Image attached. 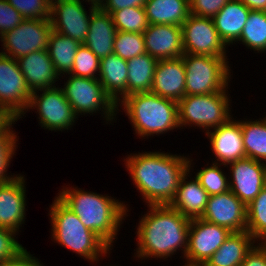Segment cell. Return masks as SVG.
Returning a JSON list of instances; mask_svg holds the SVG:
<instances>
[{"mask_svg":"<svg viewBox=\"0 0 266 266\" xmlns=\"http://www.w3.org/2000/svg\"><path fill=\"white\" fill-rule=\"evenodd\" d=\"M133 185L146 205H166L174 199L181 177L188 171L189 155L144 151L124 159Z\"/></svg>","mask_w":266,"mask_h":266,"instance_id":"obj_1","label":"cell"},{"mask_svg":"<svg viewBox=\"0 0 266 266\" xmlns=\"http://www.w3.org/2000/svg\"><path fill=\"white\" fill-rule=\"evenodd\" d=\"M147 207V213L137 223V248L133 256L137 260L160 258L165 261L181 251L184 259L188 248L190 219L169 204Z\"/></svg>","mask_w":266,"mask_h":266,"instance_id":"obj_2","label":"cell"},{"mask_svg":"<svg viewBox=\"0 0 266 266\" xmlns=\"http://www.w3.org/2000/svg\"><path fill=\"white\" fill-rule=\"evenodd\" d=\"M62 187L56 196L79 217L86 228L113 249L119 228L129 216L128 203L125 205V201L116 200L108 194L102 195L74 186Z\"/></svg>","mask_w":266,"mask_h":266,"instance_id":"obj_3","label":"cell"},{"mask_svg":"<svg viewBox=\"0 0 266 266\" xmlns=\"http://www.w3.org/2000/svg\"><path fill=\"white\" fill-rule=\"evenodd\" d=\"M117 106L118 113L121 112L120 109L124 110L122 112L128 116L133 131L139 138L148 139L180 129L178 102L151 91L128 95Z\"/></svg>","mask_w":266,"mask_h":266,"instance_id":"obj_4","label":"cell"},{"mask_svg":"<svg viewBox=\"0 0 266 266\" xmlns=\"http://www.w3.org/2000/svg\"><path fill=\"white\" fill-rule=\"evenodd\" d=\"M49 208L51 240L54 243L90 261L91 265L98 264L100 259L107 257L106 254L110 255L112 249L93 231L86 228L79 217L57 196Z\"/></svg>","mask_w":266,"mask_h":266,"instance_id":"obj_5","label":"cell"},{"mask_svg":"<svg viewBox=\"0 0 266 266\" xmlns=\"http://www.w3.org/2000/svg\"><path fill=\"white\" fill-rule=\"evenodd\" d=\"M228 92L222 90L206 95H185L178 102L179 127H199L206 133L226 123L233 116L232 99Z\"/></svg>","mask_w":266,"mask_h":266,"instance_id":"obj_6","label":"cell"},{"mask_svg":"<svg viewBox=\"0 0 266 266\" xmlns=\"http://www.w3.org/2000/svg\"><path fill=\"white\" fill-rule=\"evenodd\" d=\"M186 95H206L230 88L231 66L228 58L183 54Z\"/></svg>","mask_w":266,"mask_h":266,"instance_id":"obj_7","label":"cell"},{"mask_svg":"<svg viewBox=\"0 0 266 266\" xmlns=\"http://www.w3.org/2000/svg\"><path fill=\"white\" fill-rule=\"evenodd\" d=\"M64 77L66 81L60 88L78 117L100 113L106 124L117 120L118 106L98 79L76 77L71 74H65Z\"/></svg>","mask_w":266,"mask_h":266,"instance_id":"obj_8","label":"cell"},{"mask_svg":"<svg viewBox=\"0 0 266 266\" xmlns=\"http://www.w3.org/2000/svg\"><path fill=\"white\" fill-rule=\"evenodd\" d=\"M33 109L38 114V124L48 131L70 130L79 120L59 86L32 92L26 112L20 118Z\"/></svg>","mask_w":266,"mask_h":266,"instance_id":"obj_9","label":"cell"},{"mask_svg":"<svg viewBox=\"0 0 266 266\" xmlns=\"http://www.w3.org/2000/svg\"><path fill=\"white\" fill-rule=\"evenodd\" d=\"M50 19H24L16 28L0 36V53L19 59L29 53L46 50L52 32Z\"/></svg>","mask_w":266,"mask_h":266,"instance_id":"obj_10","label":"cell"},{"mask_svg":"<svg viewBox=\"0 0 266 266\" xmlns=\"http://www.w3.org/2000/svg\"><path fill=\"white\" fill-rule=\"evenodd\" d=\"M84 1L91 5L89 12L84 8ZM98 8L97 4L87 0H51L52 29L83 44L89 31L91 15Z\"/></svg>","mask_w":266,"mask_h":266,"instance_id":"obj_11","label":"cell"},{"mask_svg":"<svg viewBox=\"0 0 266 266\" xmlns=\"http://www.w3.org/2000/svg\"><path fill=\"white\" fill-rule=\"evenodd\" d=\"M230 234L227 228L202 218L190 219L184 265L203 266Z\"/></svg>","mask_w":266,"mask_h":266,"instance_id":"obj_12","label":"cell"},{"mask_svg":"<svg viewBox=\"0 0 266 266\" xmlns=\"http://www.w3.org/2000/svg\"><path fill=\"white\" fill-rule=\"evenodd\" d=\"M181 28L184 54L228 57V47L219 37L212 18L190 14Z\"/></svg>","mask_w":266,"mask_h":266,"instance_id":"obj_13","label":"cell"},{"mask_svg":"<svg viewBox=\"0 0 266 266\" xmlns=\"http://www.w3.org/2000/svg\"><path fill=\"white\" fill-rule=\"evenodd\" d=\"M32 92L16 59L0 53V106L19 120L26 112Z\"/></svg>","mask_w":266,"mask_h":266,"instance_id":"obj_14","label":"cell"},{"mask_svg":"<svg viewBox=\"0 0 266 266\" xmlns=\"http://www.w3.org/2000/svg\"><path fill=\"white\" fill-rule=\"evenodd\" d=\"M228 165L230 191L248 206L266 186V164L245 157Z\"/></svg>","mask_w":266,"mask_h":266,"instance_id":"obj_15","label":"cell"},{"mask_svg":"<svg viewBox=\"0 0 266 266\" xmlns=\"http://www.w3.org/2000/svg\"><path fill=\"white\" fill-rule=\"evenodd\" d=\"M201 218L231 232L247 231V206L230 190L209 196Z\"/></svg>","mask_w":266,"mask_h":266,"instance_id":"obj_16","label":"cell"},{"mask_svg":"<svg viewBox=\"0 0 266 266\" xmlns=\"http://www.w3.org/2000/svg\"><path fill=\"white\" fill-rule=\"evenodd\" d=\"M205 135L210 140V149L215 156L212 162L228 165L246 157L241 120L232 116L226 123L207 131Z\"/></svg>","mask_w":266,"mask_h":266,"instance_id":"obj_17","label":"cell"},{"mask_svg":"<svg viewBox=\"0 0 266 266\" xmlns=\"http://www.w3.org/2000/svg\"><path fill=\"white\" fill-rule=\"evenodd\" d=\"M26 178L19 174L13 180L0 183V227L19 234L26 217Z\"/></svg>","mask_w":266,"mask_h":266,"instance_id":"obj_18","label":"cell"},{"mask_svg":"<svg viewBox=\"0 0 266 266\" xmlns=\"http://www.w3.org/2000/svg\"><path fill=\"white\" fill-rule=\"evenodd\" d=\"M143 35L146 53L156 60L179 58L184 54L181 26L149 24Z\"/></svg>","mask_w":266,"mask_h":266,"instance_id":"obj_19","label":"cell"},{"mask_svg":"<svg viewBox=\"0 0 266 266\" xmlns=\"http://www.w3.org/2000/svg\"><path fill=\"white\" fill-rule=\"evenodd\" d=\"M194 163L189 157L188 171L181 177L175 197L169 204L189 219L201 218L209 199V194L196 177L194 179L190 177L191 170H194Z\"/></svg>","mask_w":266,"mask_h":266,"instance_id":"obj_20","label":"cell"},{"mask_svg":"<svg viewBox=\"0 0 266 266\" xmlns=\"http://www.w3.org/2000/svg\"><path fill=\"white\" fill-rule=\"evenodd\" d=\"M186 75L182 57L158 60L151 92L179 102L186 95Z\"/></svg>","mask_w":266,"mask_h":266,"instance_id":"obj_21","label":"cell"},{"mask_svg":"<svg viewBox=\"0 0 266 266\" xmlns=\"http://www.w3.org/2000/svg\"><path fill=\"white\" fill-rule=\"evenodd\" d=\"M17 62L31 92L58 86L60 75L56 72L47 49L22 56Z\"/></svg>","mask_w":266,"mask_h":266,"instance_id":"obj_22","label":"cell"},{"mask_svg":"<svg viewBox=\"0 0 266 266\" xmlns=\"http://www.w3.org/2000/svg\"><path fill=\"white\" fill-rule=\"evenodd\" d=\"M116 27L111 14L98 8L90 18L89 31L83 45L100 59L113 54Z\"/></svg>","mask_w":266,"mask_h":266,"instance_id":"obj_23","label":"cell"},{"mask_svg":"<svg viewBox=\"0 0 266 266\" xmlns=\"http://www.w3.org/2000/svg\"><path fill=\"white\" fill-rule=\"evenodd\" d=\"M127 78V60L115 53L100 59L98 80L117 105L127 97Z\"/></svg>","mask_w":266,"mask_h":266,"instance_id":"obj_24","label":"cell"},{"mask_svg":"<svg viewBox=\"0 0 266 266\" xmlns=\"http://www.w3.org/2000/svg\"><path fill=\"white\" fill-rule=\"evenodd\" d=\"M249 13L250 9L240 0H230L212 18L219 37L227 47L239 40Z\"/></svg>","mask_w":266,"mask_h":266,"instance_id":"obj_25","label":"cell"},{"mask_svg":"<svg viewBox=\"0 0 266 266\" xmlns=\"http://www.w3.org/2000/svg\"><path fill=\"white\" fill-rule=\"evenodd\" d=\"M256 243L247 231L231 232L203 266H240Z\"/></svg>","mask_w":266,"mask_h":266,"instance_id":"obj_26","label":"cell"},{"mask_svg":"<svg viewBox=\"0 0 266 266\" xmlns=\"http://www.w3.org/2000/svg\"><path fill=\"white\" fill-rule=\"evenodd\" d=\"M144 10L149 24L181 26L190 15L189 0H147Z\"/></svg>","mask_w":266,"mask_h":266,"instance_id":"obj_27","label":"cell"},{"mask_svg":"<svg viewBox=\"0 0 266 266\" xmlns=\"http://www.w3.org/2000/svg\"><path fill=\"white\" fill-rule=\"evenodd\" d=\"M157 63L158 60L147 53L127 60V96L151 91Z\"/></svg>","mask_w":266,"mask_h":266,"instance_id":"obj_28","label":"cell"},{"mask_svg":"<svg viewBox=\"0 0 266 266\" xmlns=\"http://www.w3.org/2000/svg\"><path fill=\"white\" fill-rule=\"evenodd\" d=\"M81 43L52 30L49 36L47 51L60 78L72 70L75 55Z\"/></svg>","mask_w":266,"mask_h":266,"instance_id":"obj_29","label":"cell"},{"mask_svg":"<svg viewBox=\"0 0 266 266\" xmlns=\"http://www.w3.org/2000/svg\"><path fill=\"white\" fill-rule=\"evenodd\" d=\"M262 118H244L241 129L246 157L266 164V114Z\"/></svg>","mask_w":266,"mask_h":266,"instance_id":"obj_30","label":"cell"},{"mask_svg":"<svg viewBox=\"0 0 266 266\" xmlns=\"http://www.w3.org/2000/svg\"><path fill=\"white\" fill-rule=\"evenodd\" d=\"M237 43L255 53H266V11L250 10Z\"/></svg>","mask_w":266,"mask_h":266,"instance_id":"obj_31","label":"cell"},{"mask_svg":"<svg viewBox=\"0 0 266 266\" xmlns=\"http://www.w3.org/2000/svg\"><path fill=\"white\" fill-rule=\"evenodd\" d=\"M247 232L257 243H266V186L247 206Z\"/></svg>","mask_w":266,"mask_h":266,"instance_id":"obj_32","label":"cell"},{"mask_svg":"<svg viewBox=\"0 0 266 266\" xmlns=\"http://www.w3.org/2000/svg\"><path fill=\"white\" fill-rule=\"evenodd\" d=\"M207 165L206 167L203 166L202 169L195 173V177L201 186L207 191L209 196L218 195L230 190L229 178L227 176L229 173L227 174L222 170L226 165L214 162H212L210 166L209 162H207Z\"/></svg>","mask_w":266,"mask_h":266,"instance_id":"obj_33","label":"cell"},{"mask_svg":"<svg viewBox=\"0 0 266 266\" xmlns=\"http://www.w3.org/2000/svg\"><path fill=\"white\" fill-rule=\"evenodd\" d=\"M117 31L143 34L149 26L144 7L123 8L111 13Z\"/></svg>","mask_w":266,"mask_h":266,"instance_id":"obj_34","label":"cell"},{"mask_svg":"<svg viewBox=\"0 0 266 266\" xmlns=\"http://www.w3.org/2000/svg\"><path fill=\"white\" fill-rule=\"evenodd\" d=\"M113 51L124 60L146 53L144 35L135 32L117 31Z\"/></svg>","mask_w":266,"mask_h":266,"instance_id":"obj_35","label":"cell"},{"mask_svg":"<svg viewBox=\"0 0 266 266\" xmlns=\"http://www.w3.org/2000/svg\"><path fill=\"white\" fill-rule=\"evenodd\" d=\"M100 58L88 47L81 44L75 55L72 70L69 74L76 77L98 79ZM98 73V74H97Z\"/></svg>","mask_w":266,"mask_h":266,"instance_id":"obj_36","label":"cell"},{"mask_svg":"<svg viewBox=\"0 0 266 266\" xmlns=\"http://www.w3.org/2000/svg\"><path fill=\"white\" fill-rule=\"evenodd\" d=\"M18 140L17 135H0V183L9 182L19 175L8 174V168L16 155Z\"/></svg>","mask_w":266,"mask_h":266,"instance_id":"obj_37","label":"cell"},{"mask_svg":"<svg viewBox=\"0 0 266 266\" xmlns=\"http://www.w3.org/2000/svg\"><path fill=\"white\" fill-rule=\"evenodd\" d=\"M24 19H50L51 0H7Z\"/></svg>","mask_w":266,"mask_h":266,"instance_id":"obj_38","label":"cell"},{"mask_svg":"<svg viewBox=\"0 0 266 266\" xmlns=\"http://www.w3.org/2000/svg\"><path fill=\"white\" fill-rule=\"evenodd\" d=\"M17 235L11 229L0 227V263L14 259L25 249Z\"/></svg>","mask_w":266,"mask_h":266,"instance_id":"obj_39","label":"cell"},{"mask_svg":"<svg viewBox=\"0 0 266 266\" xmlns=\"http://www.w3.org/2000/svg\"><path fill=\"white\" fill-rule=\"evenodd\" d=\"M230 0H189L190 14L213 18Z\"/></svg>","mask_w":266,"mask_h":266,"instance_id":"obj_40","label":"cell"},{"mask_svg":"<svg viewBox=\"0 0 266 266\" xmlns=\"http://www.w3.org/2000/svg\"><path fill=\"white\" fill-rule=\"evenodd\" d=\"M23 20L22 15L7 0H0V36L16 28Z\"/></svg>","mask_w":266,"mask_h":266,"instance_id":"obj_41","label":"cell"},{"mask_svg":"<svg viewBox=\"0 0 266 266\" xmlns=\"http://www.w3.org/2000/svg\"><path fill=\"white\" fill-rule=\"evenodd\" d=\"M240 266H266V243H256Z\"/></svg>","mask_w":266,"mask_h":266,"instance_id":"obj_42","label":"cell"},{"mask_svg":"<svg viewBox=\"0 0 266 266\" xmlns=\"http://www.w3.org/2000/svg\"><path fill=\"white\" fill-rule=\"evenodd\" d=\"M147 0H103L98 7L111 14L113 11H117L123 8L129 7H144Z\"/></svg>","mask_w":266,"mask_h":266,"instance_id":"obj_43","label":"cell"},{"mask_svg":"<svg viewBox=\"0 0 266 266\" xmlns=\"http://www.w3.org/2000/svg\"><path fill=\"white\" fill-rule=\"evenodd\" d=\"M33 255L34 254L28 252L27 249H24L17 257L0 263V266H45L41 260L39 261V259Z\"/></svg>","mask_w":266,"mask_h":266,"instance_id":"obj_44","label":"cell"},{"mask_svg":"<svg viewBox=\"0 0 266 266\" xmlns=\"http://www.w3.org/2000/svg\"><path fill=\"white\" fill-rule=\"evenodd\" d=\"M18 120L8 109L0 106V135H18L13 130V125Z\"/></svg>","mask_w":266,"mask_h":266,"instance_id":"obj_45","label":"cell"},{"mask_svg":"<svg viewBox=\"0 0 266 266\" xmlns=\"http://www.w3.org/2000/svg\"><path fill=\"white\" fill-rule=\"evenodd\" d=\"M250 10L266 11V0H240Z\"/></svg>","mask_w":266,"mask_h":266,"instance_id":"obj_46","label":"cell"},{"mask_svg":"<svg viewBox=\"0 0 266 266\" xmlns=\"http://www.w3.org/2000/svg\"><path fill=\"white\" fill-rule=\"evenodd\" d=\"M87 1H90V2H93L97 5H99L103 0H87Z\"/></svg>","mask_w":266,"mask_h":266,"instance_id":"obj_47","label":"cell"}]
</instances>
